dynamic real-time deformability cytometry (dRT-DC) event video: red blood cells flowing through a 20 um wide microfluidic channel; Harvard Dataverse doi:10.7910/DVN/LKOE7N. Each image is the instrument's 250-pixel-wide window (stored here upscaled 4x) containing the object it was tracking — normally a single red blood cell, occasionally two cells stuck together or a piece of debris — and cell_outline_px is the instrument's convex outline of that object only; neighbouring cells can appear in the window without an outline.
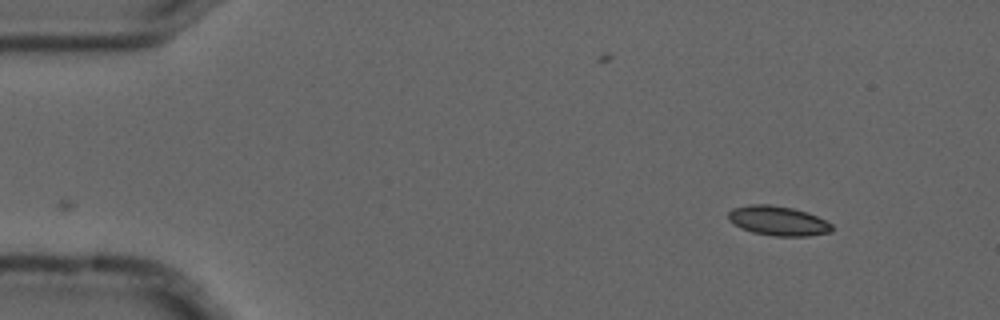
{"species": "common noctule bat (a hibernating species)", "species_latin": "Nyctalus noctula", "temperature_condition": "cold", "stored_images_in_passage": 2, "camera_frame_rate_fps": 3000, "um_per_image_px": 0.085, "animal": {"sex": "male", "forearm_length_mm": 52.5}, "frame": {"image": 1, "passage_image": 2, "time_ms": 0.333, "image_size_px": [1000, 320], "cell_outline_px": [[832, 232], [808, 236], [772, 236], [752, 232], [740, 228], [728, 220], [728, 212], [732, 208], [748, 204], [768, 204], [792, 208], [808, 212], [832, 224]], "centroid_in_image_um": [66.11, 18.77], "position_along_channel_um": 18.9, "area_um2": 17.98}}